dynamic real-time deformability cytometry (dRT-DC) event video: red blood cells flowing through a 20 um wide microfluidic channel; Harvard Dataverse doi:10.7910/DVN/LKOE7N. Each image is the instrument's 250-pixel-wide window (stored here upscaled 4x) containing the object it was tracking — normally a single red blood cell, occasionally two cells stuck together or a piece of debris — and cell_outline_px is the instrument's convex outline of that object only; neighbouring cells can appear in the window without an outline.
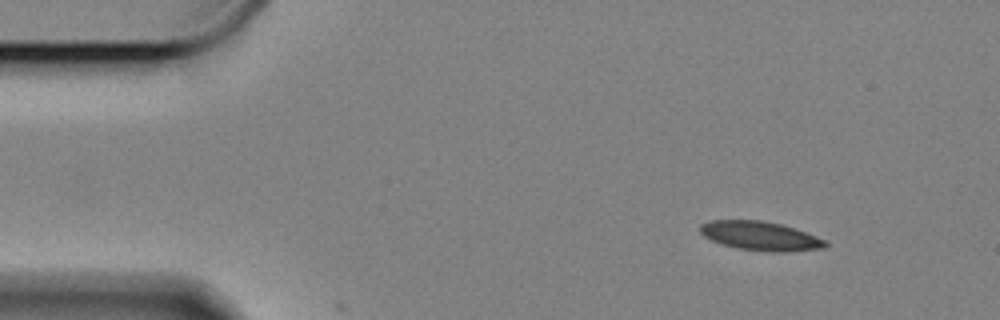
{"species": "Egyptian fruit bat (a non-hibernating species)", "species_latin": "Rousettus aegyptiacus", "temperature_condition": "cold", "stored_images_in_passage": 2, "camera_frame_rate_fps": 3000, "um_per_image_px": 0.085, "animal": {"sex": "female"}, "frame": {"image": 1, "passage_image": 1, "time_ms": 0.0, "image_size_px": [1000, 320], "cell_outline_px": [[828, 244], [824, 248], [788, 252], [772, 252], [736, 248], [720, 244], [704, 236], [700, 232], [700, 224], [708, 220], [760, 220], [780, 224], [796, 228], [828, 240]], "centroid_in_image_um": [64.66, 20.06], "position_along_channel_um": 20.3, "area_um2": 21.44}}